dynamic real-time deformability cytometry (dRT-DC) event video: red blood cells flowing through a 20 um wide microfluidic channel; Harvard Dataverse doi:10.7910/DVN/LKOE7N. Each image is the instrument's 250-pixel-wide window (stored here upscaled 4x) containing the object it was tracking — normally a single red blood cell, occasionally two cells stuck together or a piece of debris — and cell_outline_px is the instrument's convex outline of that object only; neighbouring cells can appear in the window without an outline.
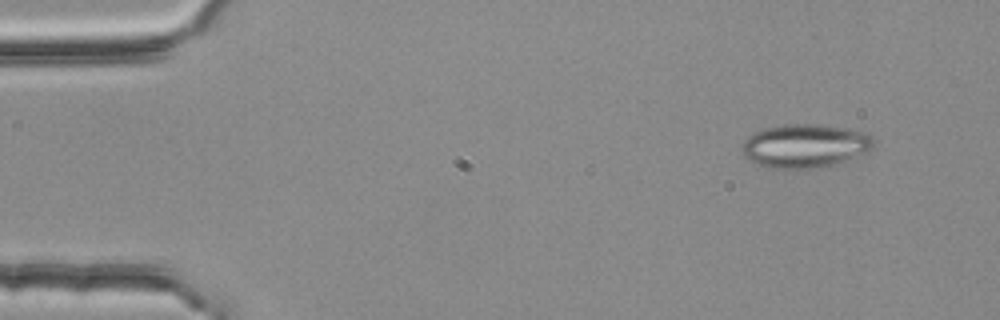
{"species": "common noctule bat (a hibernating species)", "species_latin": "Nyctalus noctula", "temperature_condition": "room temperature", "stored_images_in_passage": 3, "camera_frame_rate_fps": 3000, "um_per_image_px": 0.085, "animal": {"sex": "female", "body_mass_g": 25.1}, "frame": {"image": 1, "passage_image": 1, "time_ms": 0.0, "image_size_px": [1000, 320], "cell_outline_px": [[876, 144], [868, 152], [832, 164], [816, 168], [768, 168], [756, 164], [744, 156], [740, 148], [744, 140], [748, 136], [756, 132], [768, 128], [784, 124], [812, 124], [844, 128], [864, 132], [872, 136], [876, 140]], "centroid_in_image_um": [68.42, 12.4], "position_along_channel_um": 16.6, "area_um2": 33.29}}